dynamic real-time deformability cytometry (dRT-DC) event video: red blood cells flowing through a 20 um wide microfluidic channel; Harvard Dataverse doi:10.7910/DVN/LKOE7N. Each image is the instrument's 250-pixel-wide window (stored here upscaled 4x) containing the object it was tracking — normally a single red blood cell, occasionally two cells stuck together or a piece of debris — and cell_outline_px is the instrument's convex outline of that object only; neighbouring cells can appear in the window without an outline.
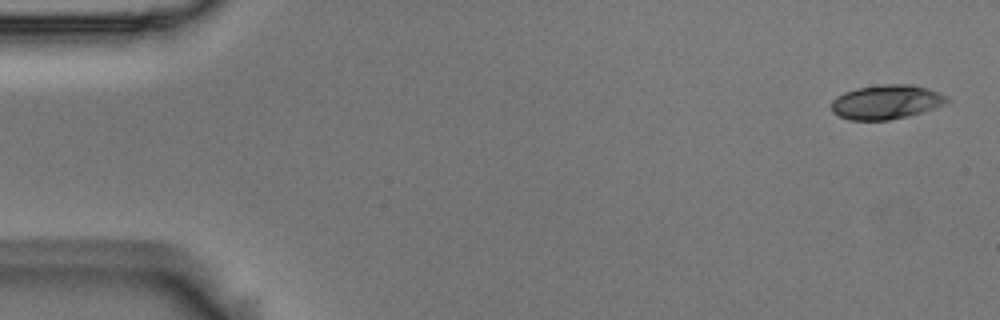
{"species": "Egyptian fruit bat (a non-hibernating species)", "species_latin": "Rousettus aegyptiacus", "temperature_condition": "room temperature", "stored_images_in_passage": 5, "camera_frame_rate_fps": 3000, "um_per_image_px": 0.085, "animal": {"sex": "male"}, "frame": {"image": 1, "passage_image": 1, "time_ms": 0.0, "image_size_px": [1000, 320], "cell_outline_px": [[952, 100], [944, 104], [908, 116], [888, 120], [848, 120], [832, 112], [832, 100], [836, 96], [844, 92], [856, 88], [884, 84], [912, 84], [928, 88], [948, 96]], "centroid_in_image_um": [75.33, 8.66], "position_along_channel_um": 9.7, "area_um2": 23.12}}
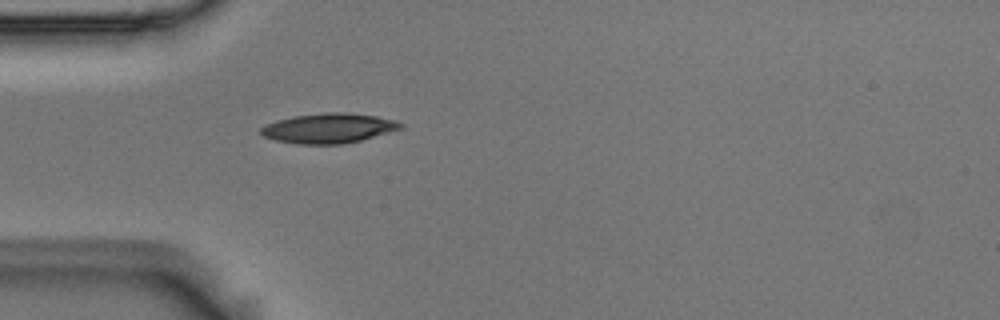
{"frame": {"image": 2, "passage_image": 5, "time_ms": 1.333, "image_size_px": [1000, 320], "cell_outline_px": [[404, 128], [360, 140], [340, 144], [296, 144], [276, 140], [264, 136], [260, 132], [260, 128], [268, 124], [292, 116], [324, 112], [344, 112], [376, 116], [396, 120], [404, 124]], "centroid_in_image_um": [27.97, 10.89], "position_along_channel_um": 57.0, "area_um2": 24.16}}